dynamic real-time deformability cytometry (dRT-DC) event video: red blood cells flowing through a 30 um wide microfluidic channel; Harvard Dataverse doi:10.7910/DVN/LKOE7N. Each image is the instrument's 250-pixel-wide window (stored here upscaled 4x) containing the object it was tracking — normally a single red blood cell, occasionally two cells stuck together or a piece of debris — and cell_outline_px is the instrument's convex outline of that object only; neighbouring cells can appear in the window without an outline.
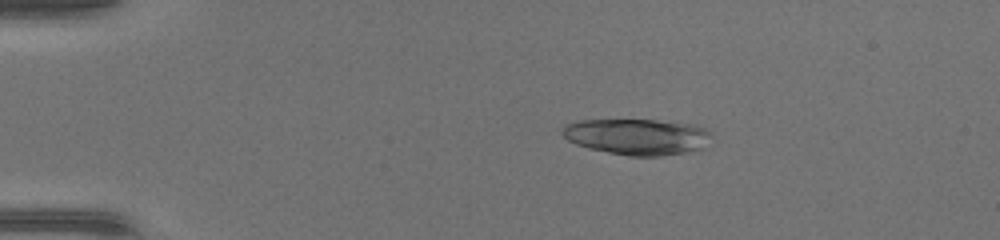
{"species": "common noctule bat (a hibernating species)", "species_latin": "Nyctalus noctula", "temperature_condition": "warm", "stored_images_in_passage": 48, "camera_frame_rate_fps": 3000, "um_per_image_px": 0.085, "animal": {"sex": "female", "body_mass_g": 17.0, "forearm_length_mm": 48.0}, "frame": {"image": 1, "passage_image": 10, "time_ms": 3.0, "image_size_px": [1000, 240], "cell_outline_px": [[712, 136], [704, 148], [684, 152], [660, 156], [628, 156], [588, 148], [576, 144], [568, 140], [560, 132], [564, 124], [576, 120], [656, 120], [696, 124], [712, 132]], "centroid_in_image_um": [54.16, 11.61], "position_along_channel_um": 30.8, "area_um2": 31.62}}